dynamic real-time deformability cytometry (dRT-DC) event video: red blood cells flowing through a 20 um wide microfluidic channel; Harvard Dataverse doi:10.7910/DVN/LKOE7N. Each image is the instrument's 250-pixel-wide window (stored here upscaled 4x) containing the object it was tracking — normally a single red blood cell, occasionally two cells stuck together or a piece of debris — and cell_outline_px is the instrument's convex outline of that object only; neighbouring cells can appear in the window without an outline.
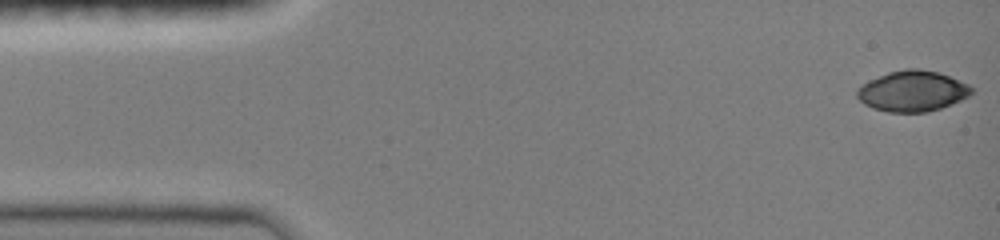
{"species": "common noctule bat (a hibernating species)", "species_latin": "Nyctalus noctula", "temperature_condition": "room temperature", "stored_images_in_passage": 57, "camera_frame_rate_fps": 3000, "um_per_image_px": 0.085, "animal": {"sex": "female", "body_mass_g": 19.0, "forearm_length_mm": 51.5}, "frame": {"image": 1, "passage_image": 1, "time_ms": 0.0, "image_size_px": [1000, 240], "cell_outline_px": [[972, 92], [968, 96], [960, 100], [940, 108], [928, 112], [888, 112], [872, 108], [864, 104], [856, 96], [856, 88], [868, 80], [888, 72], [904, 68], [920, 68], [940, 72], [968, 84], [972, 88]], "centroid_in_image_um": [77.52, 7.73], "position_along_channel_um": 7.5, "area_um2": 27.34}}
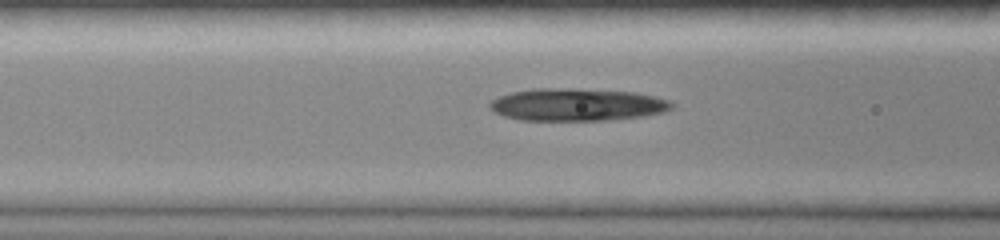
{"frame": {"image": 2, "passage_image": 24, "time_ms": 5.667, "image_size_px": [1000, 240], "cell_outline_px": [[672, 108], [664, 112], [644, 116], [608, 120], [520, 120], [504, 116], [488, 108], [488, 104], [492, 100], [500, 96], [512, 92], [536, 88], [576, 88], [636, 92], [668, 100], [672, 104]], "centroid_in_image_um": [49.03, 8.89], "position_along_channel_um": 117.6, "area_um2": 34.45}}
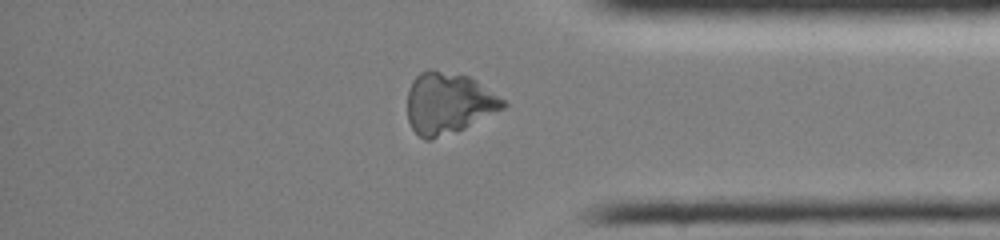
{"frame": {"image": 3, "passage_image": 51, "time_ms": 12.667, "image_size_px": [1000, 240], "cell_outline_px": [[508, 104], [504, 108], [464, 128], [432, 140], [424, 140], [412, 128], [408, 120], [408, 92], [412, 80], [420, 72], [428, 68], [432, 68], [468, 76], [476, 80], [504, 100]], "centroid_in_image_um": [38.09, 8.75], "position_along_channel_um": 397.1, "area_um2": 34.16}}